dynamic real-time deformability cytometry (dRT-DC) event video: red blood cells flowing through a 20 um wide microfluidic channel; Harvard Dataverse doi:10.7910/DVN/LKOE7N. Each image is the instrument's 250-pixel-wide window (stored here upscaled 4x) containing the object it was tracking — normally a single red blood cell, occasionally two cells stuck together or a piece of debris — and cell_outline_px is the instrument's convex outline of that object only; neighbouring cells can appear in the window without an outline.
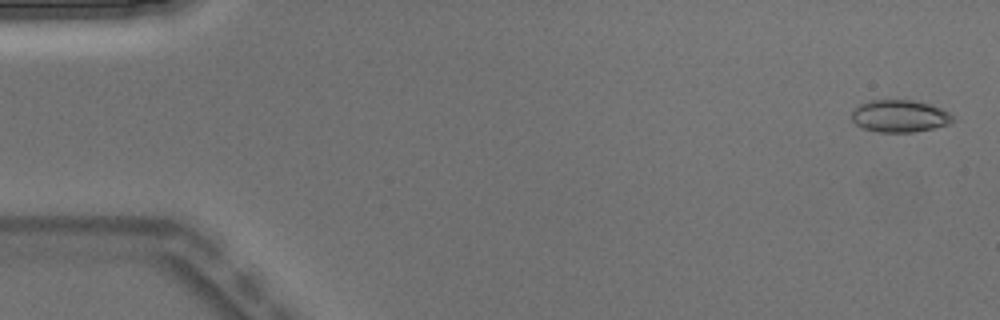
{"species": "Egyptian fruit bat (a non-hibernating species)", "species_latin": "Rousettus aegyptiacus", "temperature_condition": "warm", "stored_images_in_passage": 6, "camera_frame_rate_fps": 3000, "um_per_image_px": 0.085, "animal": {"sex": "male"}, "frame": {"image": 1, "passage_image": 1, "time_ms": 0.0, "image_size_px": [1000, 320], "cell_outline_px": [[956, 120], [948, 124], [932, 128], [912, 132], [880, 132], [864, 128], [856, 124], [852, 120], [852, 112], [860, 104], [868, 100], [916, 100], [940, 108], [956, 116]], "centroid_in_image_um": [76.5, 9.86], "position_along_channel_um": 8.5, "area_um2": 18.96}}